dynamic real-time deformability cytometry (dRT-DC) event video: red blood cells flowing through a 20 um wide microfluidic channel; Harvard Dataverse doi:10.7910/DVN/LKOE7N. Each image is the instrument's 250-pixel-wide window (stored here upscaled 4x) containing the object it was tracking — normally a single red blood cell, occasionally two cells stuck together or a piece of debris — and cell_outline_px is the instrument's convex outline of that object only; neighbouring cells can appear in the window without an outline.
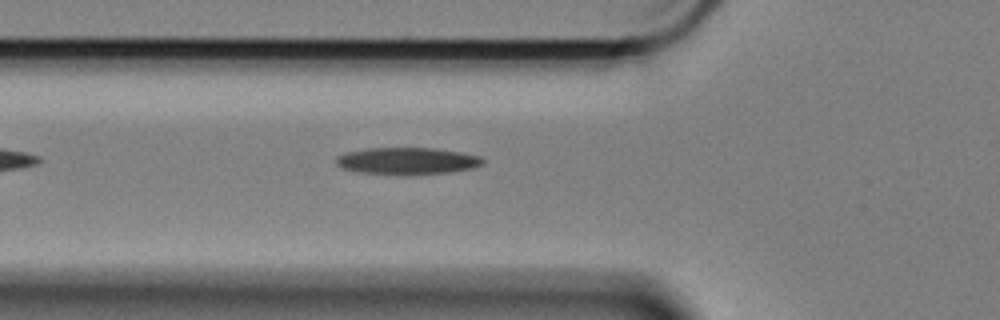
{"species": "Egyptian fruit bat (a non-hibernating species)", "species_latin": "Rousettus aegyptiacus", "temperature_condition": "cold", "stored_images_in_passage": 26, "camera_frame_rate_fps": 3000, "um_per_image_px": 0.085, "animal": {"sex": "female"}, "frame": {"image": 1, "passage_image": 5, "time_ms": 1.333, "image_size_px": [1000, 320], "cell_outline_px": [[484, 164], [472, 168], [448, 172], [360, 172], [344, 168], [336, 164], [336, 156], [348, 152], [364, 148], [436, 148], [460, 152], [480, 156], [484, 160]], "centroid_in_image_um": [34.63, 13.63], "position_along_channel_um": 91.2, "area_um2": 21.96}}
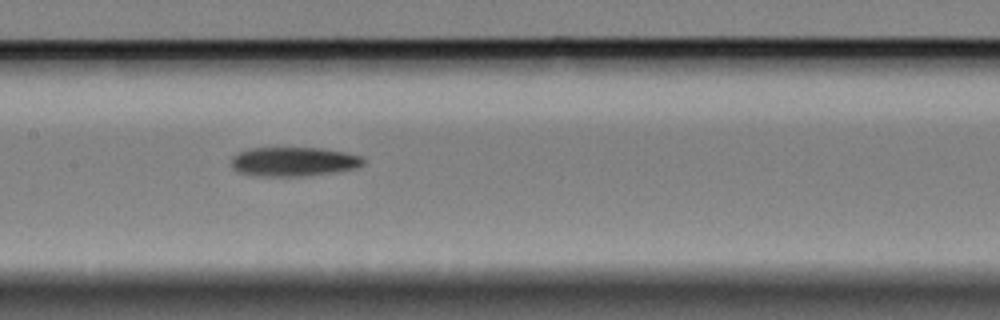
{"frame": {"image": 2, "passage_image": 13, "time_ms": 4.0, "image_size_px": [1000, 320], "cell_outline_px": [[364, 164], [356, 168], [332, 172], [304, 176], [264, 176], [236, 172], [232, 168], [232, 156], [240, 152], [252, 148], [320, 148], [344, 152], [360, 156], [364, 160]], "centroid_in_image_um": [24.94, 13.74], "position_along_channel_um": 182.5, "area_um2": 22.25}}
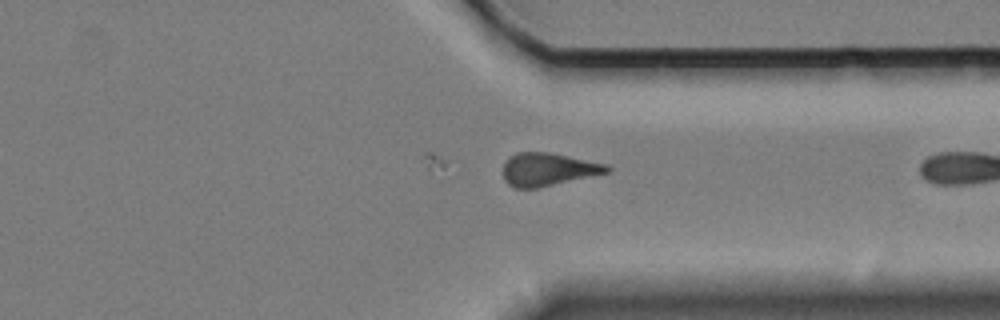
{"frame": {"image": 3, "passage_image": 26, "time_ms": 8.333, "image_size_px": [1000, 320], "cell_outline_px": [[612, 168], [608, 172], [536, 188], [516, 188], [508, 184], [504, 180], [504, 160], [508, 156], [516, 152], [552, 152], [608, 164]], "centroid_in_image_um": [46.57, 14.37], "position_along_channel_um": 364.8, "area_um2": 20.0}}